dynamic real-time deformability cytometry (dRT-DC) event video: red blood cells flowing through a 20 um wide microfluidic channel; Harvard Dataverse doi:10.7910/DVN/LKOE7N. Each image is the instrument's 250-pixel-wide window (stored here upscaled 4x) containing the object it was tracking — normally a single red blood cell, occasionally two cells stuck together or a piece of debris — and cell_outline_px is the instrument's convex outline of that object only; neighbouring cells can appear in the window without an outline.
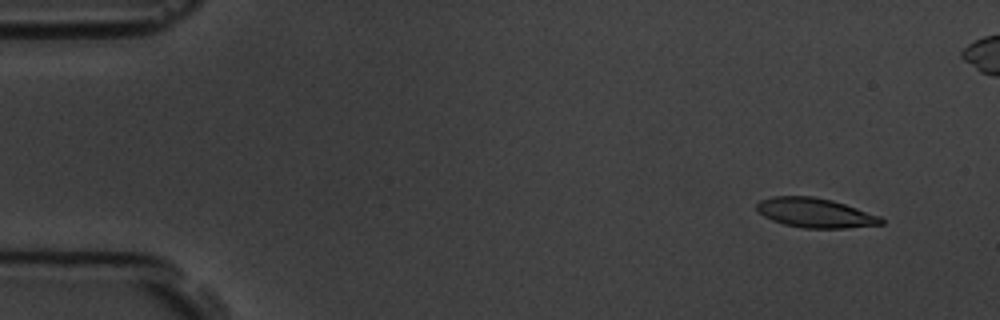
{"species": "common noctule bat (a hibernating species)", "species_latin": "Nyctalus noctula", "temperature_condition": "room temperature", "stored_images_in_passage": 6, "camera_frame_rate_fps": 3000, "um_per_image_px": 0.085, "animal": {"sex": "male", "body_mass_g": 19.5, "forearm_length_mm": 54.6}, "frame": {"image": 1, "passage_image": 2, "time_ms": 1.333, "image_size_px": [1000, 320], "cell_outline_px": [[884, 224], [844, 228], [804, 228], [784, 224], [772, 220], [764, 216], [756, 208], [756, 204], [760, 200], [772, 196], [812, 196], [832, 200], [880, 216], [884, 220]], "centroid_in_image_um": [69.28, 18.09], "position_along_channel_um": 15.7, "area_um2": 21.27}}